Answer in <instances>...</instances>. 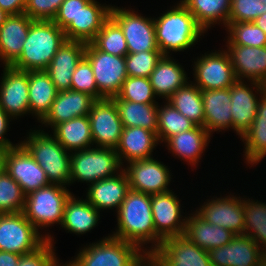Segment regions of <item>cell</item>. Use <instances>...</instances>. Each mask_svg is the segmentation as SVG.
Here are the masks:
<instances>
[{
	"mask_svg": "<svg viewBox=\"0 0 266 266\" xmlns=\"http://www.w3.org/2000/svg\"><path fill=\"white\" fill-rule=\"evenodd\" d=\"M116 213L117 228L112 237L138 246L147 255H151L163 242L155 232L150 194L130 189Z\"/></svg>",
	"mask_w": 266,
	"mask_h": 266,
	"instance_id": "1",
	"label": "cell"
},
{
	"mask_svg": "<svg viewBox=\"0 0 266 266\" xmlns=\"http://www.w3.org/2000/svg\"><path fill=\"white\" fill-rule=\"evenodd\" d=\"M153 20L156 43L163 56H170V52H184L206 33L181 1Z\"/></svg>",
	"mask_w": 266,
	"mask_h": 266,
	"instance_id": "2",
	"label": "cell"
},
{
	"mask_svg": "<svg viewBox=\"0 0 266 266\" xmlns=\"http://www.w3.org/2000/svg\"><path fill=\"white\" fill-rule=\"evenodd\" d=\"M66 40L63 29L53 21L34 20L21 55L11 66L25 71L46 70Z\"/></svg>",
	"mask_w": 266,
	"mask_h": 266,
	"instance_id": "3",
	"label": "cell"
},
{
	"mask_svg": "<svg viewBox=\"0 0 266 266\" xmlns=\"http://www.w3.org/2000/svg\"><path fill=\"white\" fill-rule=\"evenodd\" d=\"M44 130L30 129L28 137L20 144L44 170L50 184L69 187L71 152L64 149L52 134Z\"/></svg>",
	"mask_w": 266,
	"mask_h": 266,
	"instance_id": "4",
	"label": "cell"
},
{
	"mask_svg": "<svg viewBox=\"0 0 266 266\" xmlns=\"http://www.w3.org/2000/svg\"><path fill=\"white\" fill-rule=\"evenodd\" d=\"M86 246L65 263L68 266H138L147 256L138 246L111 234Z\"/></svg>",
	"mask_w": 266,
	"mask_h": 266,
	"instance_id": "5",
	"label": "cell"
},
{
	"mask_svg": "<svg viewBox=\"0 0 266 266\" xmlns=\"http://www.w3.org/2000/svg\"><path fill=\"white\" fill-rule=\"evenodd\" d=\"M44 235L25 217L23 212L0 214V251L22 256L38 251L47 242L54 245V237Z\"/></svg>",
	"mask_w": 266,
	"mask_h": 266,
	"instance_id": "6",
	"label": "cell"
},
{
	"mask_svg": "<svg viewBox=\"0 0 266 266\" xmlns=\"http://www.w3.org/2000/svg\"><path fill=\"white\" fill-rule=\"evenodd\" d=\"M72 194L67 187L57 184L32 191L25 196L23 214L38 231L54 224L61 226L66 201Z\"/></svg>",
	"mask_w": 266,
	"mask_h": 266,
	"instance_id": "7",
	"label": "cell"
},
{
	"mask_svg": "<svg viewBox=\"0 0 266 266\" xmlns=\"http://www.w3.org/2000/svg\"><path fill=\"white\" fill-rule=\"evenodd\" d=\"M113 149L91 147L71 152L70 185L75 181L88 183L112 177L123 170Z\"/></svg>",
	"mask_w": 266,
	"mask_h": 266,
	"instance_id": "8",
	"label": "cell"
},
{
	"mask_svg": "<svg viewBox=\"0 0 266 266\" xmlns=\"http://www.w3.org/2000/svg\"><path fill=\"white\" fill-rule=\"evenodd\" d=\"M111 6L110 17L123 31L128 53L159 50L156 43L155 24L151 17L137 13L133 9Z\"/></svg>",
	"mask_w": 266,
	"mask_h": 266,
	"instance_id": "9",
	"label": "cell"
},
{
	"mask_svg": "<svg viewBox=\"0 0 266 266\" xmlns=\"http://www.w3.org/2000/svg\"><path fill=\"white\" fill-rule=\"evenodd\" d=\"M84 57L91 64L98 92L104 98L116 96L128 77L125 57L102 52L91 42L86 43Z\"/></svg>",
	"mask_w": 266,
	"mask_h": 266,
	"instance_id": "10",
	"label": "cell"
},
{
	"mask_svg": "<svg viewBox=\"0 0 266 266\" xmlns=\"http://www.w3.org/2000/svg\"><path fill=\"white\" fill-rule=\"evenodd\" d=\"M193 65L194 81L200 90L230 88L237 78L229 55L225 50L210 51L198 56Z\"/></svg>",
	"mask_w": 266,
	"mask_h": 266,
	"instance_id": "11",
	"label": "cell"
},
{
	"mask_svg": "<svg viewBox=\"0 0 266 266\" xmlns=\"http://www.w3.org/2000/svg\"><path fill=\"white\" fill-rule=\"evenodd\" d=\"M128 164V165H127ZM123 166L130 189L146 194H158L171 191V170L157 158L131 161Z\"/></svg>",
	"mask_w": 266,
	"mask_h": 266,
	"instance_id": "12",
	"label": "cell"
},
{
	"mask_svg": "<svg viewBox=\"0 0 266 266\" xmlns=\"http://www.w3.org/2000/svg\"><path fill=\"white\" fill-rule=\"evenodd\" d=\"M88 117L95 147L115 150L123 125L114 101L111 98L96 100Z\"/></svg>",
	"mask_w": 266,
	"mask_h": 266,
	"instance_id": "13",
	"label": "cell"
},
{
	"mask_svg": "<svg viewBox=\"0 0 266 266\" xmlns=\"http://www.w3.org/2000/svg\"><path fill=\"white\" fill-rule=\"evenodd\" d=\"M4 169L25 195L50 185L44 170L21 144L5 150Z\"/></svg>",
	"mask_w": 266,
	"mask_h": 266,
	"instance_id": "14",
	"label": "cell"
},
{
	"mask_svg": "<svg viewBox=\"0 0 266 266\" xmlns=\"http://www.w3.org/2000/svg\"><path fill=\"white\" fill-rule=\"evenodd\" d=\"M265 92L266 85L256 81H247L246 83L245 80H237L230 87V112L233 120V131L239 138L243 136L255 120L258 101Z\"/></svg>",
	"mask_w": 266,
	"mask_h": 266,
	"instance_id": "15",
	"label": "cell"
},
{
	"mask_svg": "<svg viewBox=\"0 0 266 266\" xmlns=\"http://www.w3.org/2000/svg\"><path fill=\"white\" fill-rule=\"evenodd\" d=\"M0 79V107L14 120L30 114L28 71L3 66Z\"/></svg>",
	"mask_w": 266,
	"mask_h": 266,
	"instance_id": "16",
	"label": "cell"
},
{
	"mask_svg": "<svg viewBox=\"0 0 266 266\" xmlns=\"http://www.w3.org/2000/svg\"><path fill=\"white\" fill-rule=\"evenodd\" d=\"M196 211L204 219L216 226L232 231L235 235H244L245 217L243 198L236 195L217 196L207 199Z\"/></svg>",
	"mask_w": 266,
	"mask_h": 266,
	"instance_id": "17",
	"label": "cell"
},
{
	"mask_svg": "<svg viewBox=\"0 0 266 266\" xmlns=\"http://www.w3.org/2000/svg\"><path fill=\"white\" fill-rule=\"evenodd\" d=\"M215 266H263L266 252L250 236L236 235L230 243L208 251Z\"/></svg>",
	"mask_w": 266,
	"mask_h": 266,
	"instance_id": "18",
	"label": "cell"
},
{
	"mask_svg": "<svg viewBox=\"0 0 266 266\" xmlns=\"http://www.w3.org/2000/svg\"><path fill=\"white\" fill-rule=\"evenodd\" d=\"M160 266H209L208 251L189 241L184 235L164 239L151 254Z\"/></svg>",
	"mask_w": 266,
	"mask_h": 266,
	"instance_id": "19",
	"label": "cell"
},
{
	"mask_svg": "<svg viewBox=\"0 0 266 266\" xmlns=\"http://www.w3.org/2000/svg\"><path fill=\"white\" fill-rule=\"evenodd\" d=\"M180 201L172 190L151 195L155 232L163 240L173 236H181L184 233L187 215L183 217Z\"/></svg>",
	"mask_w": 266,
	"mask_h": 266,
	"instance_id": "20",
	"label": "cell"
},
{
	"mask_svg": "<svg viewBox=\"0 0 266 266\" xmlns=\"http://www.w3.org/2000/svg\"><path fill=\"white\" fill-rule=\"evenodd\" d=\"M225 43L227 48L224 50L229 55L237 80L256 81L266 85V46L250 47Z\"/></svg>",
	"mask_w": 266,
	"mask_h": 266,
	"instance_id": "21",
	"label": "cell"
},
{
	"mask_svg": "<svg viewBox=\"0 0 266 266\" xmlns=\"http://www.w3.org/2000/svg\"><path fill=\"white\" fill-rule=\"evenodd\" d=\"M96 99L87 93L66 90L57 93L49 112L39 122L53 129L57 124L89 114Z\"/></svg>",
	"mask_w": 266,
	"mask_h": 266,
	"instance_id": "22",
	"label": "cell"
},
{
	"mask_svg": "<svg viewBox=\"0 0 266 266\" xmlns=\"http://www.w3.org/2000/svg\"><path fill=\"white\" fill-rule=\"evenodd\" d=\"M86 43L66 40L56 52L48 68L45 70L58 92L71 90L74 70L85 56Z\"/></svg>",
	"mask_w": 266,
	"mask_h": 266,
	"instance_id": "23",
	"label": "cell"
},
{
	"mask_svg": "<svg viewBox=\"0 0 266 266\" xmlns=\"http://www.w3.org/2000/svg\"><path fill=\"white\" fill-rule=\"evenodd\" d=\"M129 190L128 178L122 170L112 177L89 184L85 199L99 212L114 208L117 212Z\"/></svg>",
	"mask_w": 266,
	"mask_h": 266,
	"instance_id": "24",
	"label": "cell"
},
{
	"mask_svg": "<svg viewBox=\"0 0 266 266\" xmlns=\"http://www.w3.org/2000/svg\"><path fill=\"white\" fill-rule=\"evenodd\" d=\"M112 5H101L96 0H90L77 14L76 20L63 30L67 40L91 42L101 29L103 23L110 17Z\"/></svg>",
	"mask_w": 266,
	"mask_h": 266,
	"instance_id": "25",
	"label": "cell"
},
{
	"mask_svg": "<svg viewBox=\"0 0 266 266\" xmlns=\"http://www.w3.org/2000/svg\"><path fill=\"white\" fill-rule=\"evenodd\" d=\"M33 21L21 13L9 15L0 26V61L3 66H11L19 58Z\"/></svg>",
	"mask_w": 266,
	"mask_h": 266,
	"instance_id": "26",
	"label": "cell"
},
{
	"mask_svg": "<svg viewBox=\"0 0 266 266\" xmlns=\"http://www.w3.org/2000/svg\"><path fill=\"white\" fill-rule=\"evenodd\" d=\"M158 144L160 145L155 132L142 127H123L115 151L124 165L131 161L153 158L152 152Z\"/></svg>",
	"mask_w": 266,
	"mask_h": 266,
	"instance_id": "27",
	"label": "cell"
},
{
	"mask_svg": "<svg viewBox=\"0 0 266 266\" xmlns=\"http://www.w3.org/2000/svg\"><path fill=\"white\" fill-rule=\"evenodd\" d=\"M188 215L183 235L201 249L209 251L227 245L236 236L228 229L207 222L196 210Z\"/></svg>",
	"mask_w": 266,
	"mask_h": 266,
	"instance_id": "28",
	"label": "cell"
},
{
	"mask_svg": "<svg viewBox=\"0 0 266 266\" xmlns=\"http://www.w3.org/2000/svg\"><path fill=\"white\" fill-rule=\"evenodd\" d=\"M204 109V128L211 136L214 132L233 129L230 88L201 90Z\"/></svg>",
	"mask_w": 266,
	"mask_h": 266,
	"instance_id": "29",
	"label": "cell"
},
{
	"mask_svg": "<svg viewBox=\"0 0 266 266\" xmlns=\"http://www.w3.org/2000/svg\"><path fill=\"white\" fill-rule=\"evenodd\" d=\"M210 137L212 136L204 127L195 126L191 130L169 137L164 143L172 155L193 167L200 162L199 160L204 155V151L210 143Z\"/></svg>",
	"mask_w": 266,
	"mask_h": 266,
	"instance_id": "30",
	"label": "cell"
},
{
	"mask_svg": "<svg viewBox=\"0 0 266 266\" xmlns=\"http://www.w3.org/2000/svg\"><path fill=\"white\" fill-rule=\"evenodd\" d=\"M189 78L183 66L171 56H162L149 76L155 95L164 101L189 82Z\"/></svg>",
	"mask_w": 266,
	"mask_h": 266,
	"instance_id": "31",
	"label": "cell"
},
{
	"mask_svg": "<svg viewBox=\"0 0 266 266\" xmlns=\"http://www.w3.org/2000/svg\"><path fill=\"white\" fill-rule=\"evenodd\" d=\"M75 197L72 194L66 201L61 227L68 233L82 235L98 225L101 213L86 199Z\"/></svg>",
	"mask_w": 266,
	"mask_h": 266,
	"instance_id": "32",
	"label": "cell"
},
{
	"mask_svg": "<svg viewBox=\"0 0 266 266\" xmlns=\"http://www.w3.org/2000/svg\"><path fill=\"white\" fill-rule=\"evenodd\" d=\"M29 110L40 122L56 99L57 89L45 70L28 71Z\"/></svg>",
	"mask_w": 266,
	"mask_h": 266,
	"instance_id": "33",
	"label": "cell"
},
{
	"mask_svg": "<svg viewBox=\"0 0 266 266\" xmlns=\"http://www.w3.org/2000/svg\"><path fill=\"white\" fill-rule=\"evenodd\" d=\"M52 130L56 140L69 152L94 146L88 115L59 123Z\"/></svg>",
	"mask_w": 266,
	"mask_h": 266,
	"instance_id": "34",
	"label": "cell"
},
{
	"mask_svg": "<svg viewBox=\"0 0 266 266\" xmlns=\"http://www.w3.org/2000/svg\"><path fill=\"white\" fill-rule=\"evenodd\" d=\"M114 101L123 127H142L157 134L158 104H144L122 99Z\"/></svg>",
	"mask_w": 266,
	"mask_h": 266,
	"instance_id": "35",
	"label": "cell"
},
{
	"mask_svg": "<svg viewBox=\"0 0 266 266\" xmlns=\"http://www.w3.org/2000/svg\"><path fill=\"white\" fill-rule=\"evenodd\" d=\"M193 14L198 25L207 32L211 27L228 24L231 0H180ZM214 25V26H212Z\"/></svg>",
	"mask_w": 266,
	"mask_h": 266,
	"instance_id": "36",
	"label": "cell"
},
{
	"mask_svg": "<svg viewBox=\"0 0 266 266\" xmlns=\"http://www.w3.org/2000/svg\"><path fill=\"white\" fill-rule=\"evenodd\" d=\"M196 126L204 127V109L201 90L191 81L175 91L167 100Z\"/></svg>",
	"mask_w": 266,
	"mask_h": 266,
	"instance_id": "37",
	"label": "cell"
},
{
	"mask_svg": "<svg viewBox=\"0 0 266 266\" xmlns=\"http://www.w3.org/2000/svg\"><path fill=\"white\" fill-rule=\"evenodd\" d=\"M243 211L245 217L244 235L250 236L266 252V203L245 196L243 198Z\"/></svg>",
	"mask_w": 266,
	"mask_h": 266,
	"instance_id": "38",
	"label": "cell"
},
{
	"mask_svg": "<svg viewBox=\"0 0 266 266\" xmlns=\"http://www.w3.org/2000/svg\"><path fill=\"white\" fill-rule=\"evenodd\" d=\"M195 126L190 119L186 118L167 101L161 107L160 104L158 105L157 137L160 144L165 142L169 137L191 130Z\"/></svg>",
	"mask_w": 266,
	"mask_h": 266,
	"instance_id": "39",
	"label": "cell"
},
{
	"mask_svg": "<svg viewBox=\"0 0 266 266\" xmlns=\"http://www.w3.org/2000/svg\"><path fill=\"white\" fill-rule=\"evenodd\" d=\"M91 43L98 50L111 55L125 57L128 54L123 31L111 17L103 23Z\"/></svg>",
	"mask_w": 266,
	"mask_h": 266,
	"instance_id": "40",
	"label": "cell"
},
{
	"mask_svg": "<svg viewBox=\"0 0 266 266\" xmlns=\"http://www.w3.org/2000/svg\"><path fill=\"white\" fill-rule=\"evenodd\" d=\"M225 30L230 45H243L250 47L266 46V34L253 22L228 23Z\"/></svg>",
	"mask_w": 266,
	"mask_h": 266,
	"instance_id": "41",
	"label": "cell"
},
{
	"mask_svg": "<svg viewBox=\"0 0 266 266\" xmlns=\"http://www.w3.org/2000/svg\"><path fill=\"white\" fill-rule=\"evenodd\" d=\"M25 196L20 185L3 169L0 172V214L23 212Z\"/></svg>",
	"mask_w": 266,
	"mask_h": 266,
	"instance_id": "42",
	"label": "cell"
},
{
	"mask_svg": "<svg viewBox=\"0 0 266 266\" xmlns=\"http://www.w3.org/2000/svg\"><path fill=\"white\" fill-rule=\"evenodd\" d=\"M114 98L144 104H159L155 100L157 96L150 80L146 77L128 76L123 82L120 92Z\"/></svg>",
	"mask_w": 266,
	"mask_h": 266,
	"instance_id": "43",
	"label": "cell"
},
{
	"mask_svg": "<svg viewBox=\"0 0 266 266\" xmlns=\"http://www.w3.org/2000/svg\"><path fill=\"white\" fill-rule=\"evenodd\" d=\"M244 143V161L252 167L266 157V127H249L240 138Z\"/></svg>",
	"mask_w": 266,
	"mask_h": 266,
	"instance_id": "44",
	"label": "cell"
},
{
	"mask_svg": "<svg viewBox=\"0 0 266 266\" xmlns=\"http://www.w3.org/2000/svg\"><path fill=\"white\" fill-rule=\"evenodd\" d=\"M162 56L160 50L128 53L125 56L127 76L149 78Z\"/></svg>",
	"mask_w": 266,
	"mask_h": 266,
	"instance_id": "45",
	"label": "cell"
},
{
	"mask_svg": "<svg viewBox=\"0 0 266 266\" xmlns=\"http://www.w3.org/2000/svg\"><path fill=\"white\" fill-rule=\"evenodd\" d=\"M71 89L87 93L96 100L104 99V97L98 92L91 64L85 57L80 60L73 72Z\"/></svg>",
	"mask_w": 266,
	"mask_h": 266,
	"instance_id": "46",
	"label": "cell"
},
{
	"mask_svg": "<svg viewBox=\"0 0 266 266\" xmlns=\"http://www.w3.org/2000/svg\"><path fill=\"white\" fill-rule=\"evenodd\" d=\"M266 13V0H231L228 23L253 22Z\"/></svg>",
	"mask_w": 266,
	"mask_h": 266,
	"instance_id": "47",
	"label": "cell"
},
{
	"mask_svg": "<svg viewBox=\"0 0 266 266\" xmlns=\"http://www.w3.org/2000/svg\"><path fill=\"white\" fill-rule=\"evenodd\" d=\"M64 0H27L24 13L32 20L52 21Z\"/></svg>",
	"mask_w": 266,
	"mask_h": 266,
	"instance_id": "48",
	"label": "cell"
},
{
	"mask_svg": "<svg viewBox=\"0 0 266 266\" xmlns=\"http://www.w3.org/2000/svg\"><path fill=\"white\" fill-rule=\"evenodd\" d=\"M54 247L55 245L47 242L35 253L22 256L17 266H62L64 262L59 261Z\"/></svg>",
	"mask_w": 266,
	"mask_h": 266,
	"instance_id": "49",
	"label": "cell"
},
{
	"mask_svg": "<svg viewBox=\"0 0 266 266\" xmlns=\"http://www.w3.org/2000/svg\"><path fill=\"white\" fill-rule=\"evenodd\" d=\"M90 0H64L57 15L52 20L61 29H65L72 20H76L77 14Z\"/></svg>",
	"mask_w": 266,
	"mask_h": 266,
	"instance_id": "50",
	"label": "cell"
},
{
	"mask_svg": "<svg viewBox=\"0 0 266 266\" xmlns=\"http://www.w3.org/2000/svg\"><path fill=\"white\" fill-rule=\"evenodd\" d=\"M12 118L0 107V149L7 150L8 148L15 147L19 145L12 143L10 139H7L4 135H6L9 129L10 121L12 122Z\"/></svg>",
	"mask_w": 266,
	"mask_h": 266,
	"instance_id": "51",
	"label": "cell"
},
{
	"mask_svg": "<svg viewBox=\"0 0 266 266\" xmlns=\"http://www.w3.org/2000/svg\"><path fill=\"white\" fill-rule=\"evenodd\" d=\"M27 0H0V9L8 15L24 13Z\"/></svg>",
	"mask_w": 266,
	"mask_h": 266,
	"instance_id": "52",
	"label": "cell"
},
{
	"mask_svg": "<svg viewBox=\"0 0 266 266\" xmlns=\"http://www.w3.org/2000/svg\"><path fill=\"white\" fill-rule=\"evenodd\" d=\"M250 127H266V92L258 101L256 117Z\"/></svg>",
	"mask_w": 266,
	"mask_h": 266,
	"instance_id": "53",
	"label": "cell"
},
{
	"mask_svg": "<svg viewBox=\"0 0 266 266\" xmlns=\"http://www.w3.org/2000/svg\"><path fill=\"white\" fill-rule=\"evenodd\" d=\"M22 255L0 251V266H17Z\"/></svg>",
	"mask_w": 266,
	"mask_h": 266,
	"instance_id": "54",
	"label": "cell"
},
{
	"mask_svg": "<svg viewBox=\"0 0 266 266\" xmlns=\"http://www.w3.org/2000/svg\"><path fill=\"white\" fill-rule=\"evenodd\" d=\"M253 23L260 27L266 34V13H263L258 18H256Z\"/></svg>",
	"mask_w": 266,
	"mask_h": 266,
	"instance_id": "55",
	"label": "cell"
},
{
	"mask_svg": "<svg viewBox=\"0 0 266 266\" xmlns=\"http://www.w3.org/2000/svg\"><path fill=\"white\" fill-rule=\"evenodd\" d=\"M138 266H160L151 255H147Z\"/></svg>",
	"mask_w": 266,
	"mask_h": 266,
	"instance_id": "56",
	"label": "cell"
},
{
	"mask_svg": "<svg viewBox=\"0 0 266 266\" xmlns=\"http://www.w3.org/2000/svg\"><path fill=\"white\" fill-rule=\"evenodd\" d=\"M9 15L0 9V26L6 21Z\"/></svg>",
	"mask_w": 266,
	"mask_h": 266,
	"instance_id": "57",
	"label": "cell"
},
{
	"mask_svg": "<svg viewBox=\"0 0 266 266\" xmlns=\"http://www.w3.org/2000/svg\"><path fill=\"white\" fill-rule=\"evenodd\" d=\"M4 153L5 150L0 149V172L4 169Z\"/></svg>",
	"mask_w": 266,
	"mask_h": 266,
	"instance_id": "58",
	"label": "cell"
}]
</instances>
